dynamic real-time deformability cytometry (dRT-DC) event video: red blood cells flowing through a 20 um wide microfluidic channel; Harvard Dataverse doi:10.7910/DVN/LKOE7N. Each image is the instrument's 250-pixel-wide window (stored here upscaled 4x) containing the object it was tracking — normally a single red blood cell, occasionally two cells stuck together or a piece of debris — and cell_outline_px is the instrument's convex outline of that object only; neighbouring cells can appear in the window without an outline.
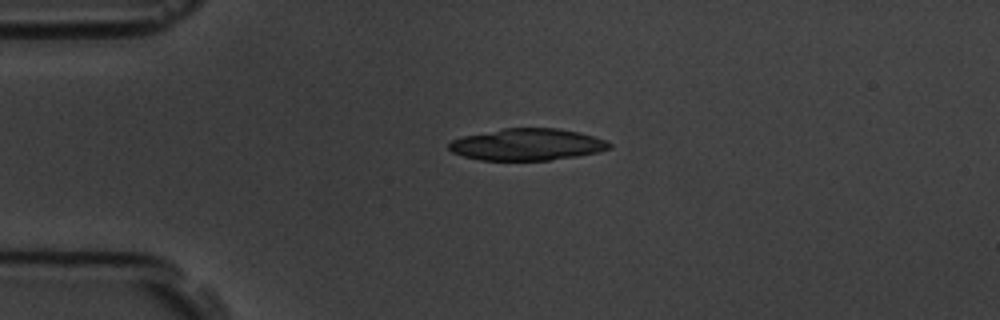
{"species": "common noctule bat (a hibernating species)", "species_latin": "Nyctalus noctula", "temperature_condition": "room temperature", "stored_images_in_passage": 3, "camera_frame_rate_fps": 3000, "um_per_image_px": 0.085, "animal": {"sex": "male", "body_mass_g": 19.5, "forearm_length_mm": 54.6}, "frame": {"image": 1, "passage_image": 1, "time_ms": 0.0, "image_size_px": [1000, 320], "cell_outline_px": [[612, 148], [600, 152], [576, 156], [548, 160], [480, 160], [464, 156], [452, 152], [448, 148], [448, 144], [452, 140], [464, 136], [504, 128], [556, 128], [580, 132], [608, 140], [612, 144]], "centroid_in_image_um": [44.86, 12.28], "position_along_channel_um": 40.1, "area_um2": 29.77}}